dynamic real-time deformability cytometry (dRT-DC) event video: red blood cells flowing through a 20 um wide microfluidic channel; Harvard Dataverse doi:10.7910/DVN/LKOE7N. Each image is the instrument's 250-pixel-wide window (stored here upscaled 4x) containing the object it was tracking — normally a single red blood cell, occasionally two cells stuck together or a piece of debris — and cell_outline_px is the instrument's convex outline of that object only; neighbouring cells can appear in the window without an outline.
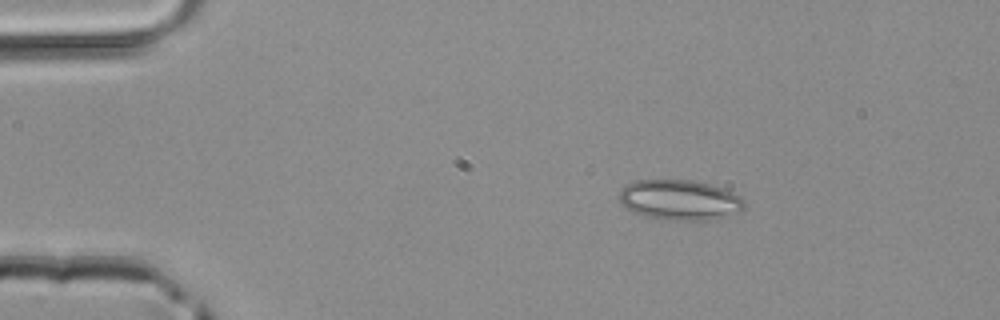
{"species": "common noctule bat (a hibernating species)", "species_latin": "Nyctalus noctula", "temperature_condition": "room temperature", "stored_images_in_passage": 47, "camera_frame_rate_fps": 3000, "um_per_image_px": 0.085, "animal": {"sex": "male", "body_mass_g": 20.4}, "frame": {"image": 1, "passage_image": 8, "time_ms": 2.333, "image_size_px": [1000, 320], "cell_outline_px": [[744, 208], [740, 212], [712, 220], [668, 220], [644, 216], [632, 212], [620, 204], [620, 188], [624, 184], [636, 180], [692, 180], [708, 184], [732, 192], [740, 196], [744, 200]], "centroid_in_image_um": [57.74, 17.0], "position_along_channel_um": 27.3, "area_um2": 29.54}}
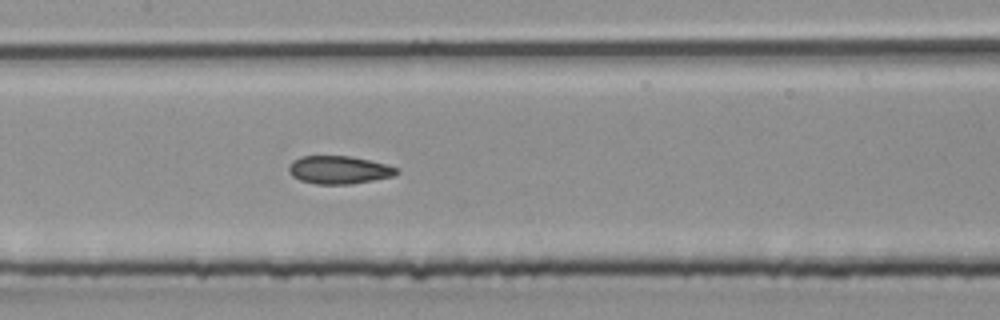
{"frame": {"image": 2, "passage_image": 23, "time_ms": 7.333, "image_size_px": [1000, 320], "cell_outline_px": [[400, 172], [396, 176], [352, 184], [316, 184], [300, 180], [292, 176], [288, 172], [288, 168], [292, 160], [300, 156], [352, 156], [384, 164], [396, 168]], "centroid_in_image_um": [28.79, 14.44], "position_along_channel_um": 178.6, "area_um2": 17.69}}
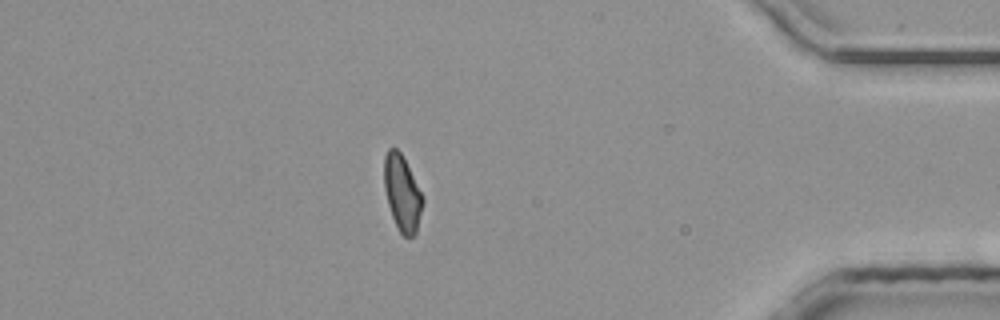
{"frame": {"image": 3, "passage_image": 41, "time_ms": 13.333, "image_size_px": [1000, 320], "cell_outline_px": [[424, 200], [416, 232], [412, 236], [404, 236], [400, 232], [392, 216], [388, 204], [384, 188], [384, 156], [388, 148], [396, 148], [400, 152], [424, 196]], "centroid_in_image_um": [34.18, 16.4], "position_along_channel_um": 401.0, "area_um2": 16.88}}